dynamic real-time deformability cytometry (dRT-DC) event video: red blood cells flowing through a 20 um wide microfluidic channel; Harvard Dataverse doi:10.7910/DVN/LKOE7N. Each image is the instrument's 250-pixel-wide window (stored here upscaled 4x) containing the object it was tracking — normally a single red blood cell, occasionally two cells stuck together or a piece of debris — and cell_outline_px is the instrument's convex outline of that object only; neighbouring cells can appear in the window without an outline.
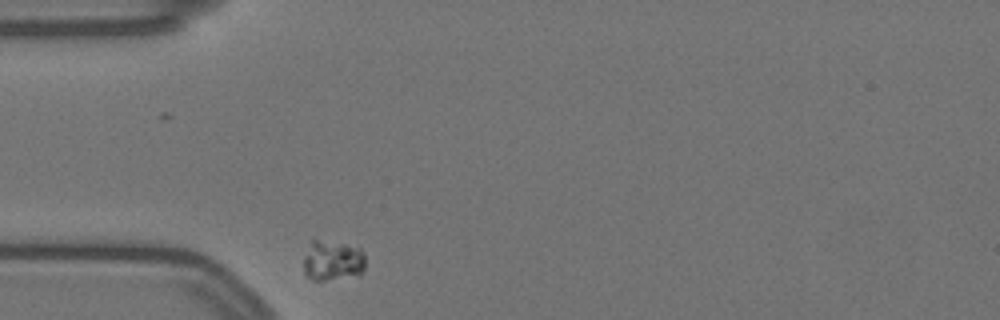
{"species": "Egyptian fruit bat (a non-hibernating species)", "species_latin": "Rousettus aegyptiacus", "temperature_condition": "warm", "stored_images_in_passage": 37, "camera_frame_rate_fps": 3000, "um_per_image_px": 0.085, "animal": {"sex": "female"}, "frame": {"image": 1, "passage_image": 1, "time_ms": 0.0, "image_size_px": [1000, 320], "cell_outline_px": [[364, 268], [360, 276], [324, 280], [312, 280], [304, 276], [304, 256], [312, 240], [316, 240], [344, 244], [360, 248], [364, 256]], "centroid_in_image_um": [28.27, 22.19], "position_along_channel_um": 56.7, "area_um2": 14.57}}
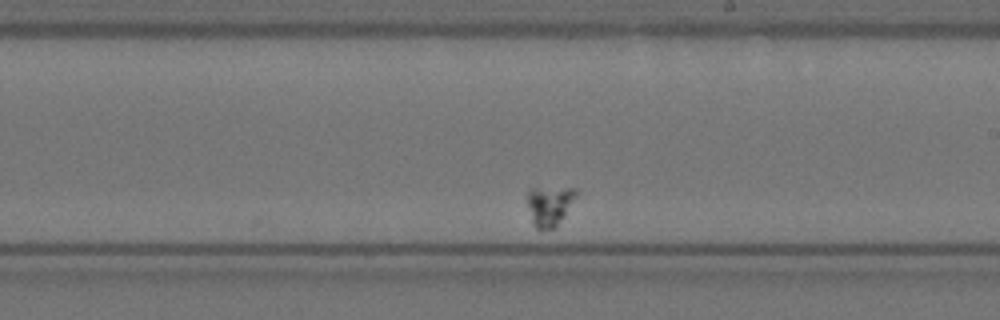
{"frame": {"image": 2, "passage_image": 22, "time_ms": 7.0, "image_size_px": [1000, 320], "cell_outline_px": [[576, 196], [564, 216], [556, 228], [540, 232], [532, 224], [528, 204], [528, 192], [532, 188], [576, 188]], "centroid_in_image_um": [46.7, 17.53], "position_along_channel_um": 242.3, "area_um2": 11.39}}
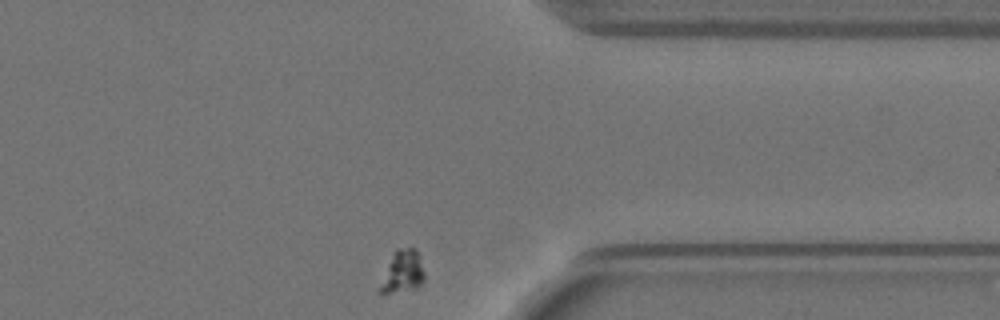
{"frame": {"image": 3, "passage_image": 37, "time_ms": 12.0, "image_size_px": [1000, 320], "cell_outline_px": [[424, 280], [416, 288], [388, 292], [376, 292], [376, 288], [388, 264], [396, 252], [400, 248], [412, 248], [420, 256], [424, 272]], "centroid_in_image_um": [34.2, 23.13], "position_along_channel_um": 377.2, "area_um2": 10.64}}